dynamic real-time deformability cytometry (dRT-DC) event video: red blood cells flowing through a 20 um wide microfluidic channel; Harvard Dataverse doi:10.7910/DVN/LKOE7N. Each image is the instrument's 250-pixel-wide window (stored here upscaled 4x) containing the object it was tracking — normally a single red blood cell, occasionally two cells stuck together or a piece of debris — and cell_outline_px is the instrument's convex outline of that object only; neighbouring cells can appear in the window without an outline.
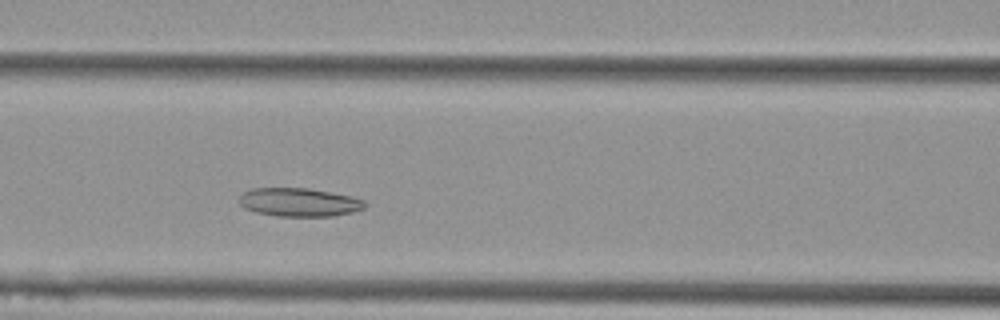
{"species": "Egyptian fruit bat (a non-hibernating species)", "species_latin": "Rousettus aegyptiacus", "temperature_condition": "cold", "stored_images_in_passage": 7, "camera_frame_rate_fps": 3000, "um_per_image_px": 0.085, "animal": {"sex": "female"}, "frame": {"image": 1, "passage_image": 3, "time_ms": 0.667, "image_size_px": [1000, 320], "cell_outline_px": [[368, 204], [364, 208], [352, 212], [332, 216], [276, 216], [256, 212], [244, 208], [240, 204], [240, 196], [244, 192], [252, 188], [308, 188], [352, 196], [364, 200]], "centroid_in_image_um": [25.44, 17.19], "position_along_channel_um": 141.2, "area_um2": 20.87}}
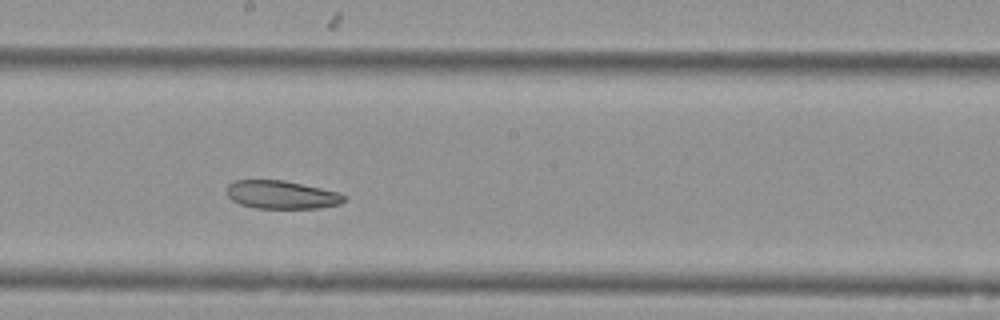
{"frame": {"image": 2, "passage_image": 5, "time_ms": 1.333, "image_size_px": [1000, 320], "cell_outline_px": [[344, 200], [340, 204], [320, 208], [256, 208], [240, 204], [232, 200], [228, 196], [228, 184], [236, 180], [284, 180], [340, 192], [344, 196]], "centroid_in_image_um": [23.95, 16.55], "position_along_channel_um": 224.3, "area_um2": 19.19}}
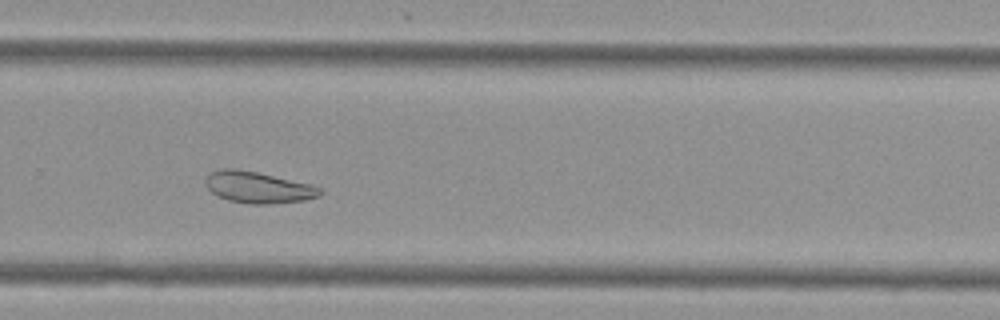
{"frame": {"image": 3, "passage_image": 7, "time_ms": 2.0, "image_size_px": [1000, 320], "cell_outline_px": [[324, 192], [320, 196], [304, 200], [268, 204], [248, 204], [228, 200], [216, 196], [208, 188], [204, 180], [212, 172], [220, 168], [236, 168], [256, 172], [308, 184], [320, 188]], "centroid_in_image_um": [21.91, 15.93], "position_along_channel_um": 307.9, "area_um2": 20.81}}